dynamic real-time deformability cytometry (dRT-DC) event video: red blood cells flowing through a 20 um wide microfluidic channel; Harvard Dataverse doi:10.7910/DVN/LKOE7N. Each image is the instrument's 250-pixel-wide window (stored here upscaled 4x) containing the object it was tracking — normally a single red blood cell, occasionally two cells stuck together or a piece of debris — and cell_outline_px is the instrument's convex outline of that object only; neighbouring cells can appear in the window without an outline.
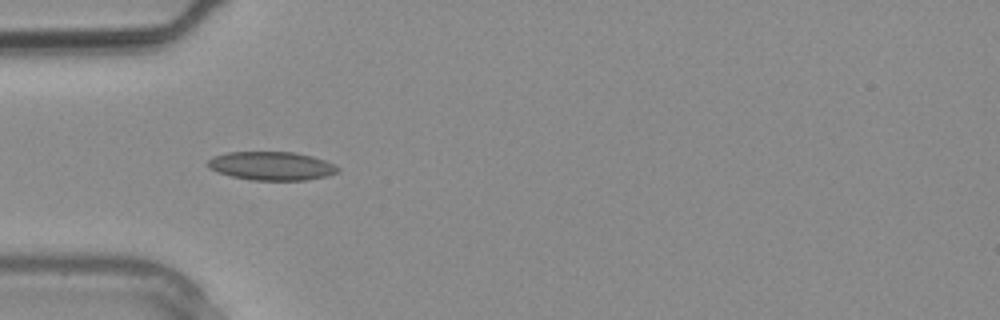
{"species": "common noctule bat (a hibernating species)", "species_latin": "Nyctalus noctula", "temperature_condition": "warm", "stored_images_in_passage": 2, "camera_frame_rate_fps": 3000, "um_per_image_px": 0.085, "animal": {"sex": "male", "body_mass_g": 20.4}, "frame": {"image": 1, "passage_image": 2, "time_ms": 0.333, "image_size_px": [1000, 320], "cell_outline_px": [[340, 172], [328, 176], [304, 180], [252, 180], [232, 176], [216, 172], [208, 168], [208, 160], [212, 156], [228, 152], [296, 152], [312, 156], [324, 160], [340, 168]], "centroid_in_image_um": [23.08, 14.1], "position_along_channel_um": 61.9, "area_um2": 21.73}}